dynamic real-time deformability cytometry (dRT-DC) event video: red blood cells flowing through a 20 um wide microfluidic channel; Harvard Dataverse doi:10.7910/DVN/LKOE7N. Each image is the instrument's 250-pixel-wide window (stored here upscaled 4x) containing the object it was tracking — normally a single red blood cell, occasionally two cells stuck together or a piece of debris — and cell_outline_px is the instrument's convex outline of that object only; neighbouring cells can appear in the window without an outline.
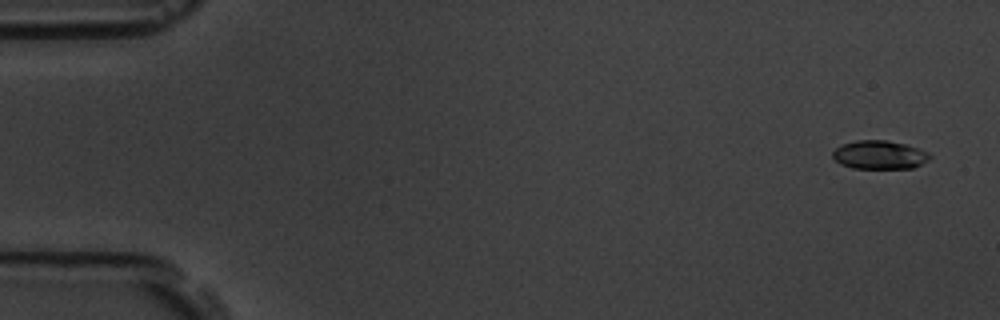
{"species": "common noctule bat (a hibernating species)", "species_latin": "Nyctalus noctula", "temperature_condition": "room temperature", "stored_images_in_passage": 5, "camera_frame_rate_fps": 3000, "um_per_image_px": 0.085, "animal": {"sex": "male", "body_mass_g": 19.5, "forearm_length_mm": 54.6}, "frame": {"image": 1, "passage_image": 1, "time_ms": 0.0, "image_size_px": [1000, 320], "cell_outline_px": [[932, 156], [928, 160], [912, 168], [852, 168], [840, 164], [832, 156], [832, 152], [836, 148], [844, 144], [856, 140], [884, 140], [904, 144], [928, 152]], "centroid_in_image_um": [74.74, 13.16], "position_along_channel_um": 10.3, "area_um2": 15.95}}
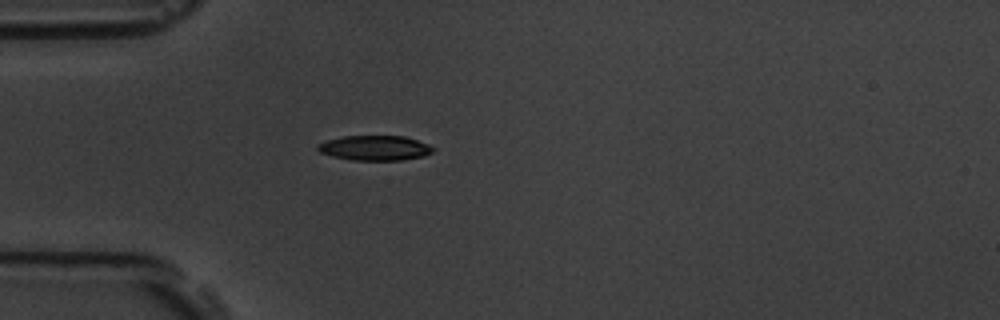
{"frame": {"image": 2, "passage_image": 5, "time_ms": 4.667, "image_size_px": [1000, 320], "cell_outline_px": [[436, 148], [432, 152], [424, 156], [400, 160], [352, 160], [332, 156], [320, 152], [316, 148], [316, 144], [340, 136], [404, 136], [428, 144]], "centroid_in_image_um": [31.85, 12.57], "position_along_channel_um": 53.2, "area_um2": 16.76}}